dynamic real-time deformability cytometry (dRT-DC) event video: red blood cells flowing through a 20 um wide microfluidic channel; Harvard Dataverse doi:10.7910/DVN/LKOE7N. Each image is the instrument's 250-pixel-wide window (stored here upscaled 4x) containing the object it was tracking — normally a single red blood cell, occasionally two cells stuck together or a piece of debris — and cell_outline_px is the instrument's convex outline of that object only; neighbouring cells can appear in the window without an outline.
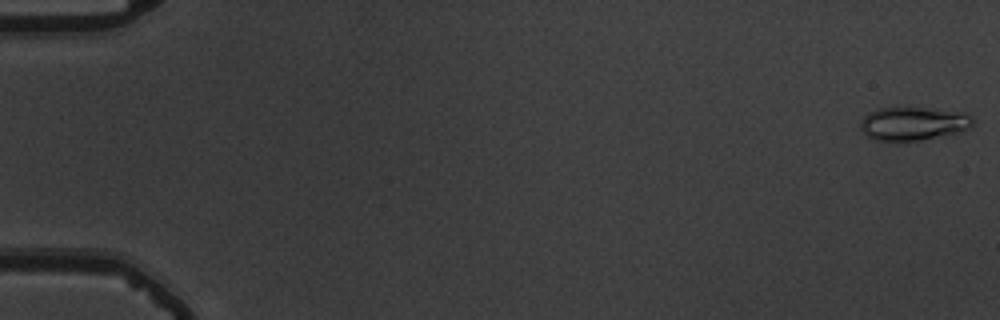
{"species": "common noctule bat (a hibernating species)", "species_latin": "Nyctalus noctula", "temperature_condition": "warm", "stored_images_in_passage": 56, "camera_frame_rate_fps": 3000, "um_per_image_px": 0.085, "animal": {"sex": "male", "body_mass_g": 19.5, "forearm_length_mm": 54.6}, "frame": {"image": 1, "passage_image": 1, "time_ms": 0.0, "image_size_px": [1000, 320], "cell_outline_px": [[972, 124], [968, 128], [960, 132], [916, 140], [876, 140], [868, 136], [860, 128], [860, 120], [868, 112], [880, 108], [924, 108], [964, 112], [972, 116]], "centroid_in_image_um": [77.61, 10.49], "position_along_channel_um": 7.4, "area_um2": 21.5}}
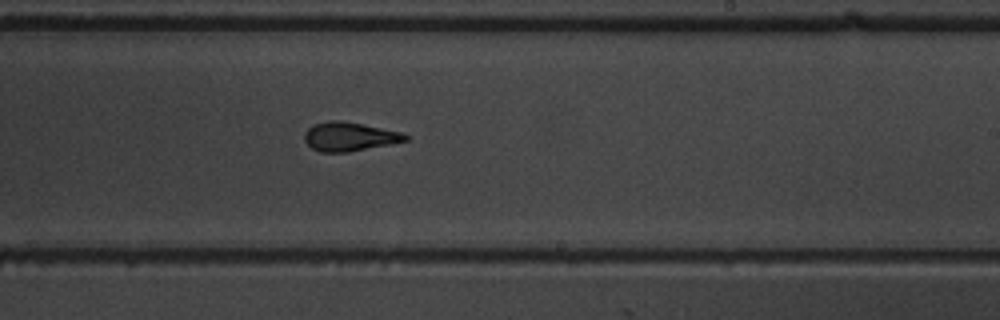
{"frame": {"image": 2, "passage_image": 35, "time_ms": 11.333, "image_size_px": [1000, 320], "cell_outline_px": [[412, 136], [408, 140], [392, 144], [348, 152], [320, 152], [312, 148], [304, 140], [304, 132], [312, 124], [328, 120], [340, 120], [404, 132]], "centroid_in_image_um": [29.73, 11.6], "position_along_channel_um": 259.3, "area_um2": 17.28}}
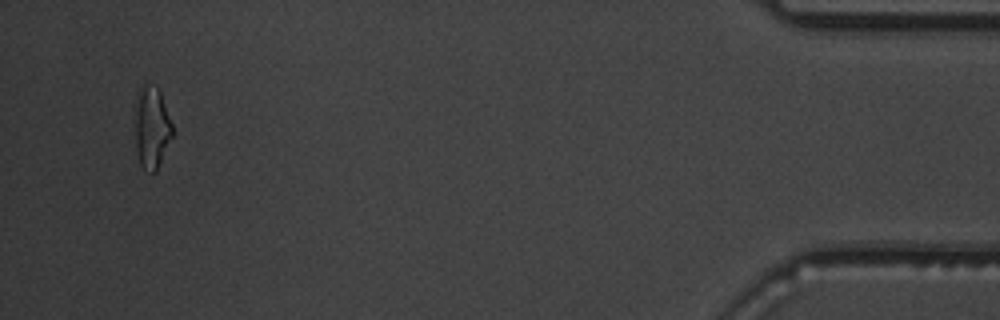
{"frame": {"image": 3, "passage_image": 54, "time_ms": 17.667, "image_size_px": [1000, 320], "cell_outline_px": [[172, 136], [156, 172], [152, 172], [144, 168], [140, 164], [136, 148], [136, 92], [144, 80], [160, 88], [172, 124]], "centroid_in_image_um": [12.9, 10.73], "position_along_channel_um": 422.3, "area_um2": 18.03}, "authors_computed_cell_mechanics": {"area_um2": 17.2822, "velocity_mm_per_s": 3.7131, "shape_relaxation_time_tau1_ms": 5.8162, "shape_relaxation_time_tau2_ms": 2.0556, "deformation_change_tau1": 0.1789, "deformation_change_tau2": 0.1012}}